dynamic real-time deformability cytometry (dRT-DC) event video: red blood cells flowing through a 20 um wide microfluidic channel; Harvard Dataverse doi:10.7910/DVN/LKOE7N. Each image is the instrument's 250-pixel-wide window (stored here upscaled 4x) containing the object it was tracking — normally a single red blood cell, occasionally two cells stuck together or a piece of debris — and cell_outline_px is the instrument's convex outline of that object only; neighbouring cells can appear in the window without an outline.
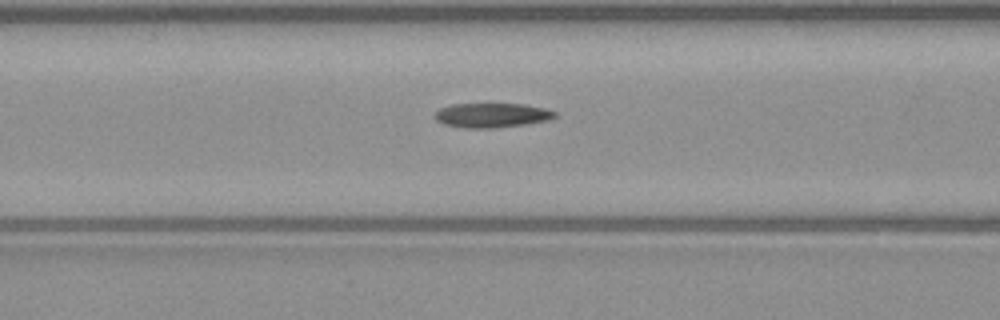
{"species": "common noctule bat (a hibernating species)", "species_latin": "Nyctalus noctula", "temperature_condition": "warm", "stored_images_in_passage": 45, "camera_frame_rate_fps": 3000, "um_per_image_px": 0.085, "animal": {"sex": "male", "body_mass_g": 23.1, "forearm_length_mm": 52.7}, "frame": {"image": 1, "passage_image": 15, "time_ms": 4.667, "image_size_px": [1000, 320], "cell_outline_px": [[556, 116], [548, 120], [524, 124], [492, 128], [464, 128], [444, 124], [436, 120], [436, 112], [440, 108], [452, 104], [524, 104], [544, 108], [556, 112]], "centroid_in_image_um": [41.8, 9.79], "position_along_channel_um": 124.8, "area_um2": 16.94}}
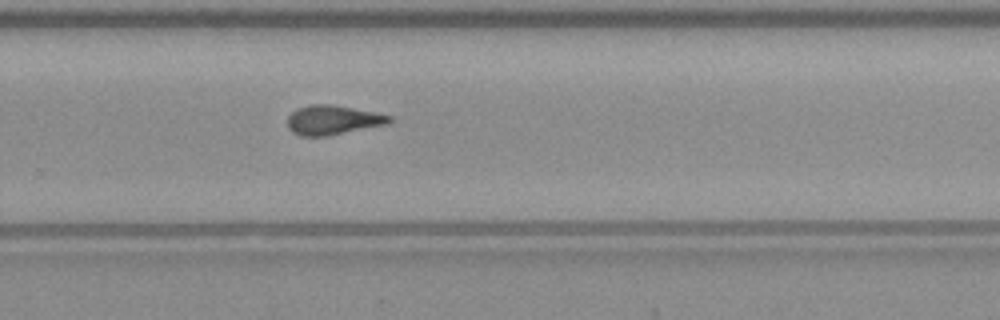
{"frame": {"image": 2, "passage_image": 28, "time_ms": 9.0, "image_size_px": [1000, 320], "cell_outline_px": [[392, 120], [388, 124], [324, 136], [300, 136], [292, 132], [288, 128], [288, 116], [296, 108], [308, 104], [332, 104], [376, 112], [392, 116]], "centroid_in_image_um": [28.27, 10.18], "position_along_channel_um": 301.5, "area_um2": 17.51}}
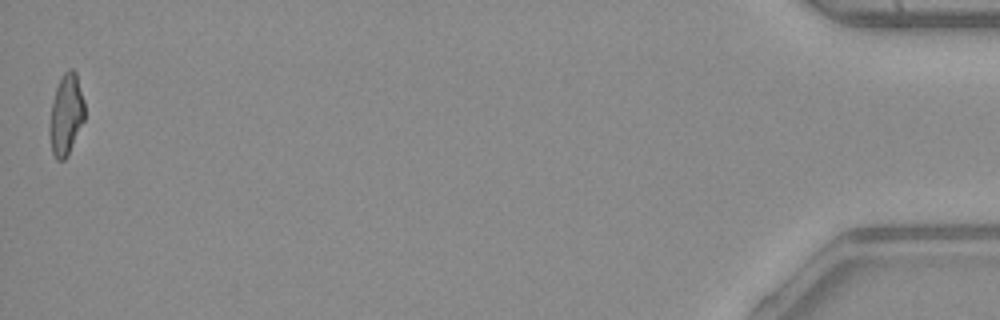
{"frame": {"image": 3, "passage_image": 45, "time_ms": 14.667, "image_size_px": [1000, 320], "cell_outline_px": [[84, 120], [68, 156], [64, 160], [56, 160], [52, 152], [48, 132], [48, 128], [52, 104], [56, 88], [64, 72], [68, 68], [72, 68], [76, 72], [84, 100]], "centroid_in_image_um": [5.61, 9.77], "position_along_channel_um": 429.6, "area_um2": 16.65}, "authors_computed_cell_mechanics": {"area_um2": 17.34, "velocity_mm_per_s": 4.0832, "shape_relaxation_time_tau1_ms": null, "shape_relaxation_time_tau2_ms": 4.1441, "deformation_change_tau1": null, "deformation_change_tau2": 0.1297}}